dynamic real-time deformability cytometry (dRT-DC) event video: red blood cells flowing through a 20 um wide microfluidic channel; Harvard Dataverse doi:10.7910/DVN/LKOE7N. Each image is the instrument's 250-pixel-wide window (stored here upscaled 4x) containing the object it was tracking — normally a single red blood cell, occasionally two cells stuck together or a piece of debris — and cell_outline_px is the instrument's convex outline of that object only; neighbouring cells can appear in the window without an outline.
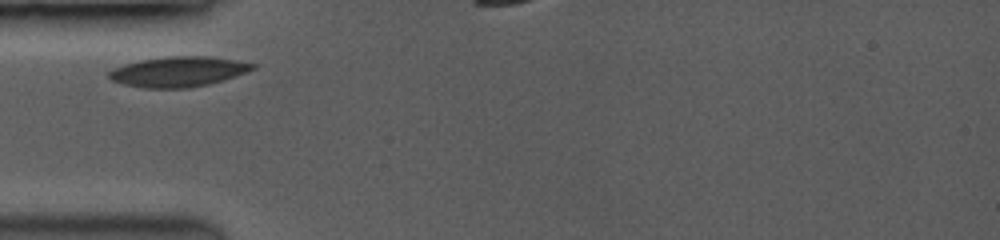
{"species": "common noctule bat (a hibernating species)", "species_latin": "Nyctalus noctula", "temperature_condition": "room temperature", "stored_images_in_passage": 8, "camera_frame_rate_fps": 3500, "um_per_image_px": 0.085, "animal": {"sex": "female", "body_mass_g": 19.0, "forearm_length_mm": 53.3}, "frame": {"image": 1, "passage_image": 1, "time_ms": 0.0, "image_size_px": [1000, 240], "cell_outline_px": [[256, 68], [208, 84], [184, 88], [144, 88], [124, 84], [112, 80], [108, 76], [108, 72], [124, 64], [140, 60], [168, 56], [208, 56], [236, 60], [256, 64]], "centroid_in_image_um": [15.13, 6.08], "position_along_channel_um": 69.9, "area_um2": 24.85}}